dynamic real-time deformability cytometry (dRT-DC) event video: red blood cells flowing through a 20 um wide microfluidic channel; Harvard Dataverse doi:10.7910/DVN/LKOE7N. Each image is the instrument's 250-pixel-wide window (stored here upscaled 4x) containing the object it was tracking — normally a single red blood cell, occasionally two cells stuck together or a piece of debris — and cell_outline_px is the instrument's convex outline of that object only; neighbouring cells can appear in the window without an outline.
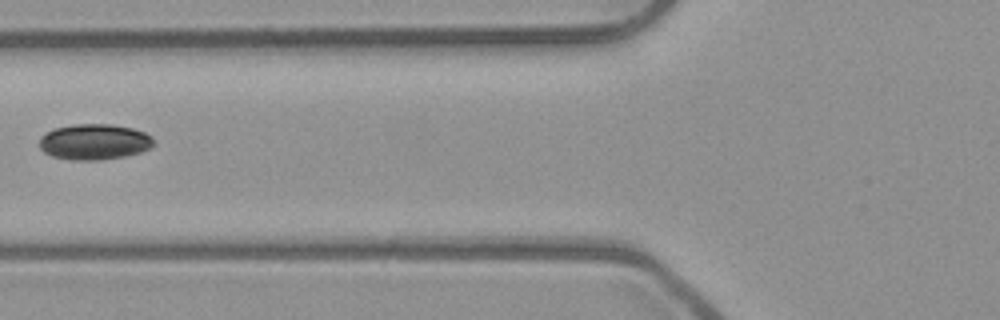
{"species": "common noctule bat (a hibernating species)", "species_latin": "Nyctalus noctula", "temperature_condition": "room temperature", "stored_images_in_passage": 5, "camera_frame_rate_fps": 3000, "um_per_image_px": 0.085, "animal": {"sex": "male", "body_mass_g": 23.1, "forearm_length_mm": 52.7}, "frame": {"image": 1, "passage_image": 3, "time_ms": 0.667, "image_size_px": [1000, 320], "cell_outline_px": [[156, 144], [140, 152], [124, 156], [104, 160], [72, 160], [52, 156], [44, 152], [40, 148], [40, 136], [56, 128], [76, 124], [112, 124], [132, 128], [144, 132], [152, 136]], "centroid_in_image_um": [8.04, 12.06], "position_along_channel_um": 117.8, "area_um2": 23.81}}
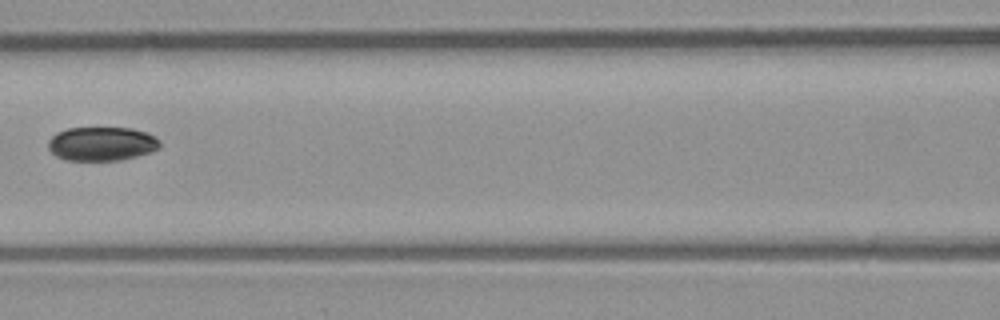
{"frame": {"image": 2, "passage_image": 4, "time_ms": 1.0, "image_size_px": [1000, 320], "cell_outline_px": [[160, 148], [152, 152], [120, 160], [64, 160], [56, 156], [48, 148], [48, 140], [56, 132], [68, 128], [132, 128], [144, 132], [160, 140]], "centroid_in_image_um": [8.63, 12.22], "position_along_channel_um": 158.0, "area_um2": 22.08}}
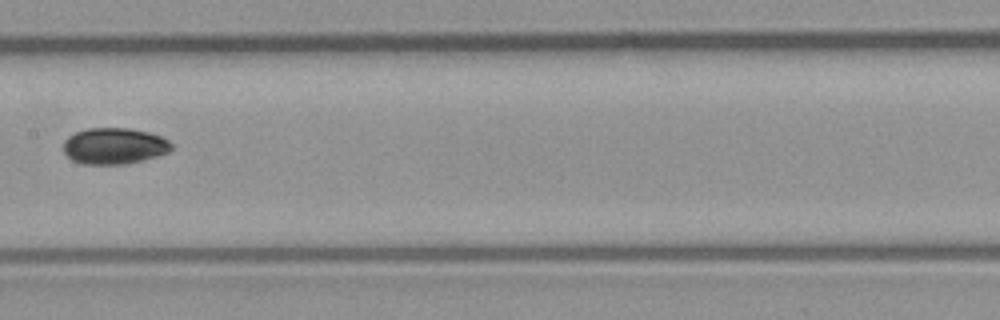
{"frame": {"image": 3, "passage_image": 5, "time_ms": 1.333, "image_size_px": [1000, 320], "cell_outline_px": [[172, 148], [168, 152], [144, 160], [128, 164], [80, 164], [72, 160], [64, 152], [64, 140], [68, 136], [76, 132], [88, 128], [128, 128], [148, 132], [160, 136], [168, 140], [172, 144]], "centroid_in_image_um": [9.7, 12.41], "position_along_channel_um": 197.7, "area_um2": 22.89}}